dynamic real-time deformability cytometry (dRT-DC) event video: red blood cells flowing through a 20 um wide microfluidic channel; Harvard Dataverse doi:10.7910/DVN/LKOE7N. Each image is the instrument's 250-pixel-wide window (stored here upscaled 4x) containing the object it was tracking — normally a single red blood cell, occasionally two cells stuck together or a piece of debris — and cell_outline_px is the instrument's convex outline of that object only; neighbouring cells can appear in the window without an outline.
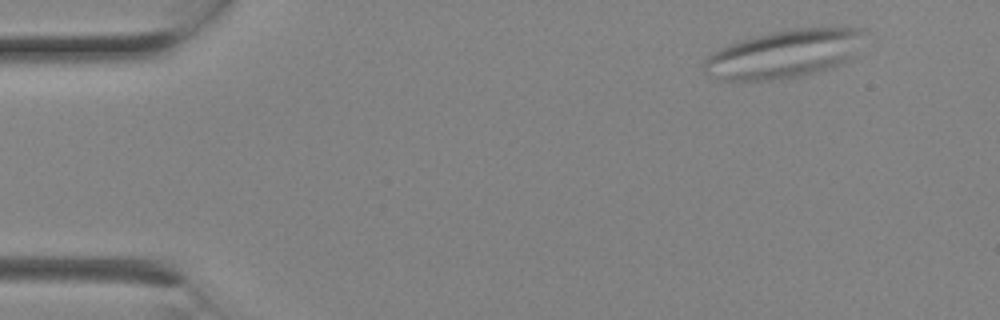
{"species": "Egyptian fruit bat (a non-hibernating species)", "species_latin": "Rousettus aegyptiacus", "temperature_condition": "room temperature", "stored_images_in_passage": 2, "camera_frame_rate_fps": 3000, "um_per_image_px": 0.085, "animal": {"sex": "female"}, "frame": {"image": 1, "passage_image": 2, "time_ms": 0.333, "image_size_px": [1000, 320], "cell_outline_px": [[868, 32], [852, 56], [848, 60], [832, 68], [800, 76], [772, 80], [716, 80], [708, 76], [700, 68], [704, 60], [708, 56], [720, 48], [768, 32], [796, 28], [864, 28]], "centroid_in_image_um": [66.64, 4.59], "position_along_channel_um": 18.4, "area_um2": 45.03}}